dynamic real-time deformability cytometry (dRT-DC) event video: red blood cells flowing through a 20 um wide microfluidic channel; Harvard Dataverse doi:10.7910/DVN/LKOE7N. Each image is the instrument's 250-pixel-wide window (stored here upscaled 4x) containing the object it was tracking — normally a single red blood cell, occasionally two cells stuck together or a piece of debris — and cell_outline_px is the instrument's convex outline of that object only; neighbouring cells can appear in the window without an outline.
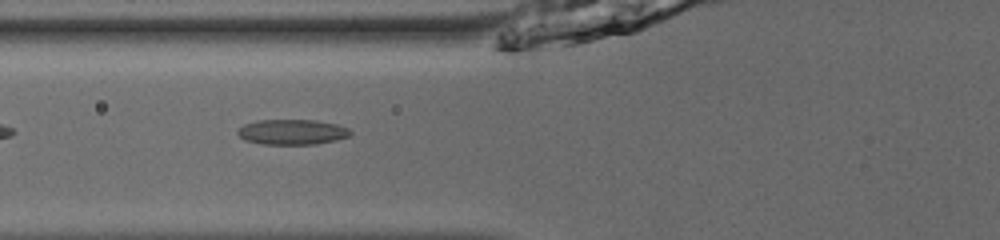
{"species": "common noctule bat (a hibernating species)", "species_latin": "Nyctalus noctula", "temperature_condition": "room temperature", "stored_images_in_passage": 37, "camera_frame_rate_fps": 3000, "um_per_image_px": 0.085, "animal": {"sex": "male", "body_mass_g": 13.0, "forearm_length_mm": 53.1}, "frame": {"image": 1, "passage_image": 6, "time_ms": 1.667, "image_size_px": [1000, 240], "cell_outline_px": [[352, 136], [336, 140], [316, 144], [260, 144], [244, 140], [236, 132], [244, 124], [256, 120], [316, 120], [336, 124], [348, 128], [352, 132]], "centroid_in_image_um": [24.85, 11.22], "position_along_channel_um": 101.0, "area_um2": 16.7}}
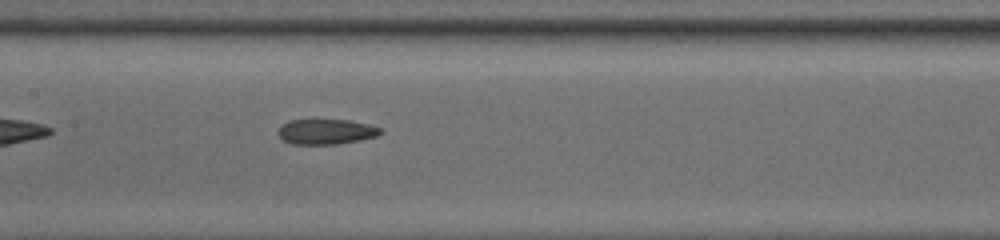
{"frame": {"image": 2, "passage_image": 12, "time_ms": 3.667, "image_size_px": [1000, 240], "cell_outline_px": [[384, 132], [376, 136], [360, 140], [336, 144], [292, 144], [284, 140], [280, 136], [280, 124], [288, 120], [348, 120], [368, 124], [380, 128]], "centroid_in_image_um": [27.73, 11.19], "position_along_channel_um": 179.7, "area_um2": 14.91}}
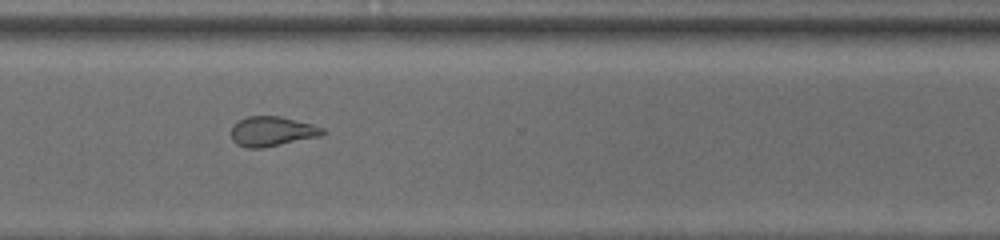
{"frame": {"image": 3, "passage_image": 25, "time_ms": 8.0, "image_size_px": [1000, 240], "cell_outline_px": [[324, 132], [320, 136], [264, 148], [248, 148], [236, 144], [232, 140], [232, 128], [240, 120], [248, 116], [280, 116], [312, 124], [324, 128]], "centroid_in_image_um": [23.13, 11.17], "position_along_channel_um": 347.5, "area_um2": 15.72}, "authors_computed_cell_mechanics": {"area_um2": 16.0684, "velocity_mm_per_s": 3.8946, "shape_relaxation_time_tau1_ms": 8.6069, "shape_relaxation_time_tau2_ms": 2.6836, "deformation_change_tau1": 0.2081, "deformation_change_tau2": 0.1026}}